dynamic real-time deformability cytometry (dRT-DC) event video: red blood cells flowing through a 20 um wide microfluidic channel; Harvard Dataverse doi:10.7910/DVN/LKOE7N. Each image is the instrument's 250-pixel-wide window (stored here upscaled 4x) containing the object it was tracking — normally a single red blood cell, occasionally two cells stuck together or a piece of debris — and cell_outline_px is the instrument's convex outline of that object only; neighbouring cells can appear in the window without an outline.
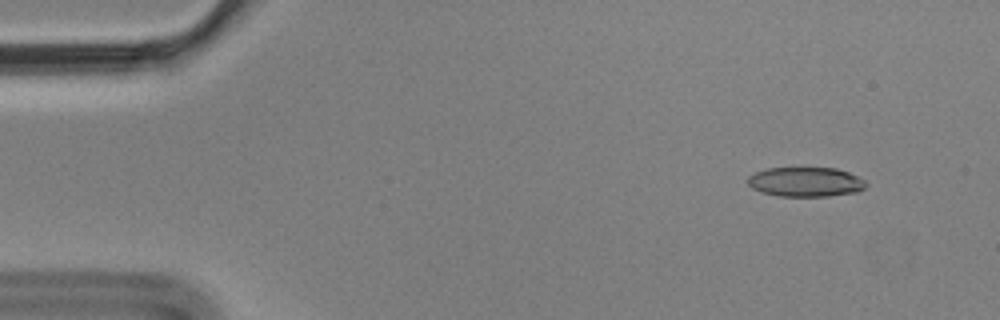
{"species": "Egyptian fruit bat (a non-hibernating species)", "species_latin": "Rousettus aegyptiacus", "temperature_condition": "cold", "stored_images_in_passage": 5, "camera_frame_rate_fps": 3000, "um_per_image_px": 0.085, "animal": {"sex": "male"}, "frame": {"image": 1, "passage_image": 2, "time_ms": 0.333, "image_size_px": [1000, 320], "cell_outline_px": [[864, 188], [856, 192], [828, 196], [780, 196], [760, 192], [752, 188], [748, 184], [748, 176], [756, 172], [768, 168], [836, 168], [848, 172], [864, 180]], "centroid_in_image_um": [68.44, 15.46], "position_along_channel_um": 16.6, "area_um2": 20.17}}